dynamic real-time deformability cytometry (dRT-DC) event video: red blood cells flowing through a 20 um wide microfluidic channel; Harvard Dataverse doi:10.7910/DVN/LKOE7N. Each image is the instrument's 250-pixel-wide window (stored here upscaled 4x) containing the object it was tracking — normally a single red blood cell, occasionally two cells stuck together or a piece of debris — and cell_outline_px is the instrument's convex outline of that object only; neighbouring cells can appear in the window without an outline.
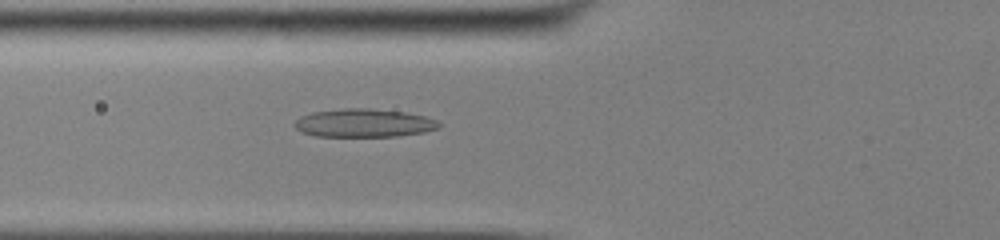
{"species": "common noctule bat (a hibernating species)", "species_latin": "Nyctalus noctula", "temperature_condition": "cold", "stored_images_in_passage": 54, "camera_frame_rate_fps": 3000, "um_per_image_px": 0.085, "animal": {"sex": "male", "body_mass_g": 13.0, "forearm_length_mm": 53.1}, "frame": {"image": 1, "passage_image": 22, "time_ms": 7.0, "image_size_px": [1000, 240], "cell_outline_px": [[440, 128], [424, 132], [400, 136], [316, 136], [304, 132], [296, 128], [292, 124], [300, 116], [312, 112], [344, 108], [368, 108], [404, 112], [424, 116], [436, 120], [440, 124]], "centroid_in_image_um": [30.93, 10.45], "position_along_channel_um": 94.9, "area_um2": 23.76}}
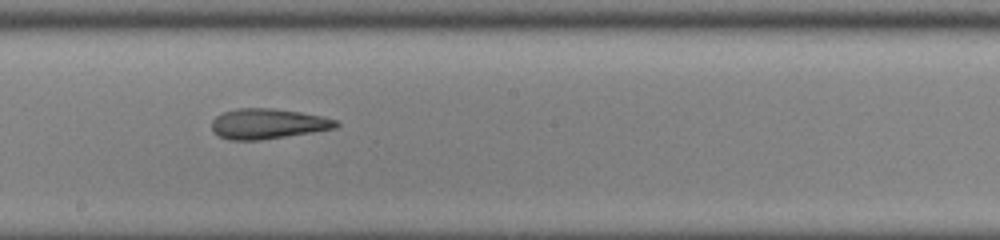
{"frame": {"image": 2, "passage_image": 32, "time_ms": 10.333, "image_size_px": [1000, 240], "cell_outline_px": [[340, 124], [336, 128], [312, 132], [260, 140], [228, 140], [212, 132], [212, 120], [216, 116], [224, 112], [236, 108], [272, 108], [300, 112], [324, 116], [340, 120]], "centroid_in_image_um": [22.79, 10.51], "position_along_channel_um": 225.4, "area_um2": 22.08}}
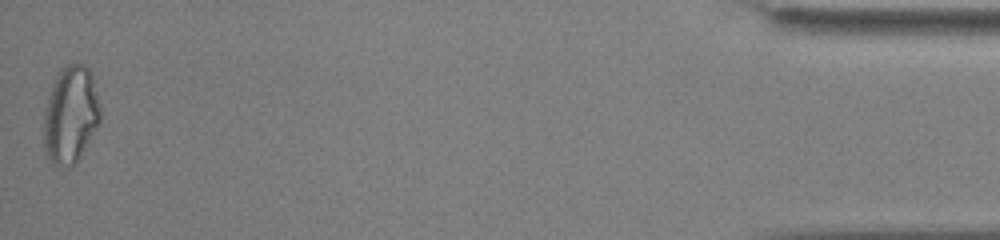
{"frame": {"image": 3, "passage_image": 54, "time_ms": 17.667, "image_size_px": [1000, 240], "cell_outline_px": [[100, 124], [80, 156], [68, 168], [52, 164], [48, 160], [44, 148], [44, 112], [48, 96], [52, 84], [60, 68], [76, 60], [84, 64], [88, 68], [92, 76], [100, 108]], "centroid_in_image_um": [5.99, 9.74], "position_along_channel_um": 429.2, "area_um2": 32.31}, "authors_computed_cell_mechanics": {"area_um2": 24.3049, "velocity_mm_per_s": 3.9145, "shape_relaxation_time_tau1_ms": null, "shape_relaxation_time_tau2_ms": 3.602, "deformation_change_tau1": null, "deformation_change_tau2": 0.1463}}